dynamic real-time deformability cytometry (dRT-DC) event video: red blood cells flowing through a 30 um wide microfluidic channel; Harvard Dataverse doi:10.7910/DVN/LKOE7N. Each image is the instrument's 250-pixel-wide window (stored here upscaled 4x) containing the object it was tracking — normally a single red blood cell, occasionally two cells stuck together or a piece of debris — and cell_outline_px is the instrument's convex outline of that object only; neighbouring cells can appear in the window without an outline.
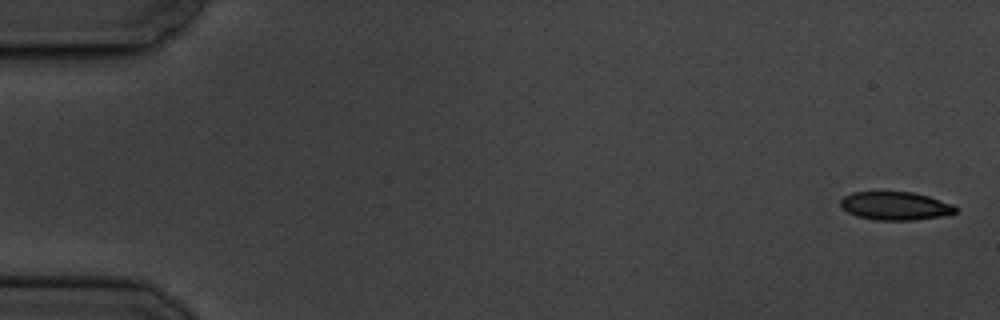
{"species": "common noctule bat (a hibernating species)", "species_latin": "Nyctalus noctula", "temperature_condition": "cold", "stored_images_in_passage": 8, "camera_frame_rate_fps": 3000, "um_per_image_px": 0.085, "animal": {"sex": "male", "body_mass_g": 19.5, "forearm_length_mm": 54.6}, "frame": {"image": 1, "passage_image": 1, "time_ms": 0.0, "image_size_px": [1000, 320], "cell_outline_px": [[956, 212], [944, 216], [912, 220], [876, 220], [856, 216], [848, 212], [840, 204], [840, 200], [844, 196], [852, 192], [912, 192], [928, 196], [952, 204], [956, 208]], "centroid_in_image_um": [76.09, 17.5], "position_along_channel_um": 8.9, "area_um2": 18.84}}
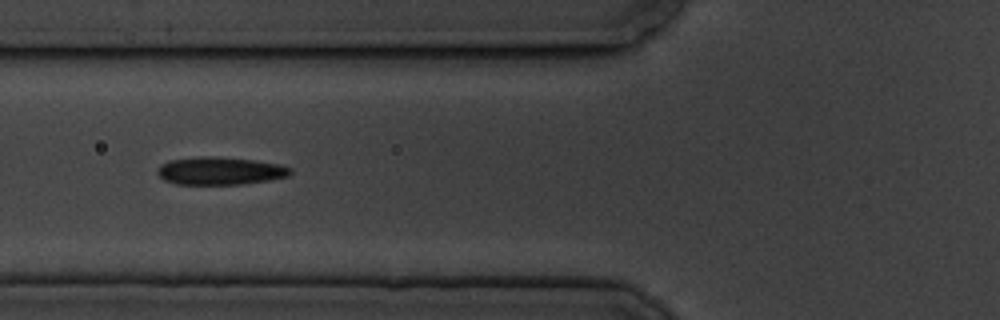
{"frame": {"image": 2, "passage_image": 6, "time_ms": 7.0, "image_size_px": [1000, 320], "cell_outline_px": [[292, 172], [288, 176], [268, 180], [244, 184], [176, 184], [164, 180], [156, 172], [160, 164], [168, 160], [200, 156], [212, 156], [252, 160], [280, 164], [292, 168]], "centroid_in_image_um": [18.68, 14.52], "position_along_channel_um": 107.1, "area_um2": 21.56}}
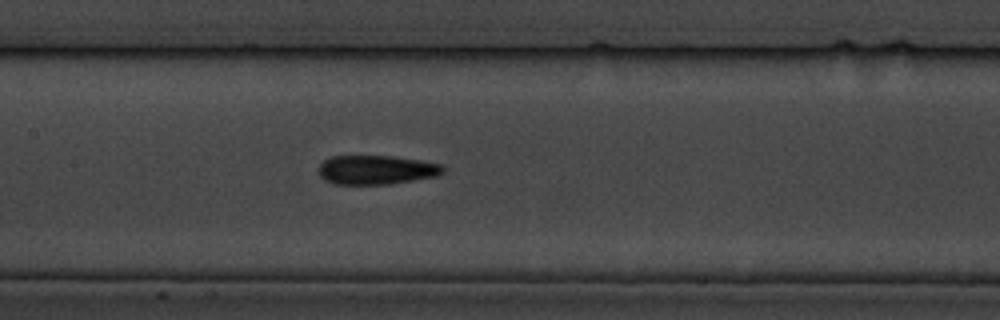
{"frame": {"image": 3, "passage_image": 8, "time_ms": 9.0, "image_size_px": [1000, 320], "cell_outline_px": [[444, 172], [436, 176], [388, 184], [332, 184], [324, 180], [320, 176], [320, 164], [324, 160], [332, 156], [392, 156], [420, 160], [444, 164]], "centroid_in_image_um": [32.0, 14.43], "position_along_channel_um": 175.4, "area_um2": 21.1}}